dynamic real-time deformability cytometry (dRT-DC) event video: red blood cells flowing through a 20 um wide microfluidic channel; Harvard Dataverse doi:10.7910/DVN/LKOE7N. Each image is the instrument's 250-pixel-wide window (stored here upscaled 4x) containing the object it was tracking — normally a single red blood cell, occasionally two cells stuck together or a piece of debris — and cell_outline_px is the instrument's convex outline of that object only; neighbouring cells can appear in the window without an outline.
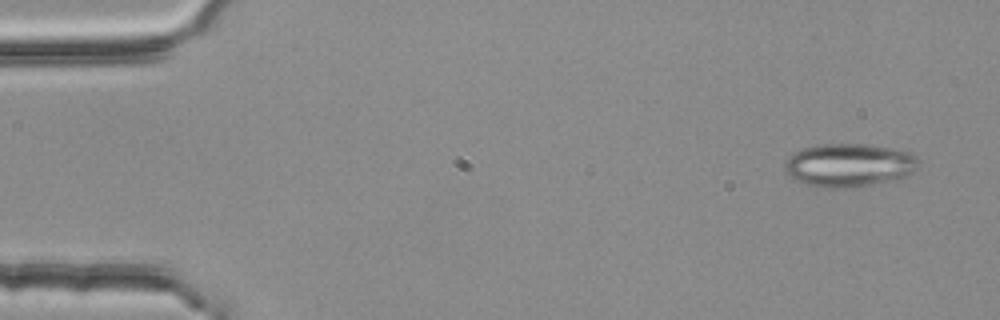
{"species": "common noctule bat (a hibernating species)", "species_latin": "Nyctalus noctula", "temperature_condition": "room temperature", "stored_images_in_passage": 5, "camera_frame_rate_fps": 3000, "um_per_image_px": 0.085, "animal": {"sex": "female", "body_mass_g": 25.1}, "frame": {"image": 1, "passage_image": 1, "time_ms": 0.0, "image_size_px": [1000, 320], "cell_outline_px": [[920, 164], [904, 180], [852, 188], [828, 188], [804, 184], [788, 176], [784, 172], [784, 164], [788, 156], [800, 148], [824, 144], [868, 144], [908, 152], [916, 156]], "centroid_in_image_um": [72.17, 14.06], "position_along_channel_um": 12.8, "area_um2": 34.51}}
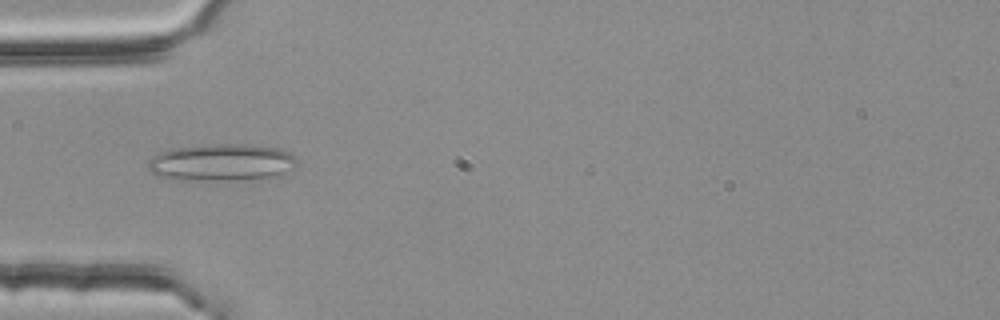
{"frame": {"image": 2, "passage_image": 4, "time_ms": 1.0, "image_size_px": [1000, 320], "cell_outline_px": [[296, 164], [292, 168], [280, 176], [236, 180], [180, 180], [156, 176], [148, 168], [148, 160], [152, 156], [168, 148], [208, 144], [244, 144], [276, 148], [288, 152], [296, 160]], "centroid_in_image_um": [18.77, 13.81], "position_along_channel_um": 66.2, "area_um2": 32.37}}